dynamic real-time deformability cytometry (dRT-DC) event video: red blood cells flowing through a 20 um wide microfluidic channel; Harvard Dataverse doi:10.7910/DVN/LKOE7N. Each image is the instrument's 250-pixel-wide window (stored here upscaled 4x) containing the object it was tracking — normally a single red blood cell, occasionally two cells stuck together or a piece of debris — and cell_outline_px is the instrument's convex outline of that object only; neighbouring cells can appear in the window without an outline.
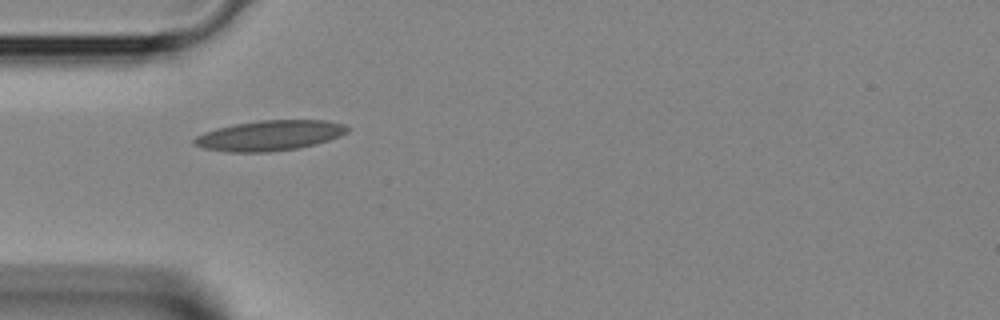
{"species": "Egyptian fruit bat (a non-hibernating species)", "species_latin": "Rousettus aegyptiacus", "temperature_condition": "room temperature", "stored_images_in_passage": 4, "camera_frame_rate_fps": 3000, "um_per_image_px": 0.085, "animal": {"sex": "female"}, "frame": {"image": 1, "passage_image": 3, "time_ms": 0.667, "image_size_px": [1000, 320], "cell_outline_px": [[348, 132], [340, 136], [316, 144], [296, 148], [268, 152], [224, 152], [204, 148], [192, 144], [192, 140], [196, 136], [204, 132], [216, 128], [236, 124], [260, 120], [324, 120], [344, 124], [348, 128]], "centroid_in_image_um": [22.89, 11.52], "position_along_channel_um": 62.1, "area_um2": 26.99}}
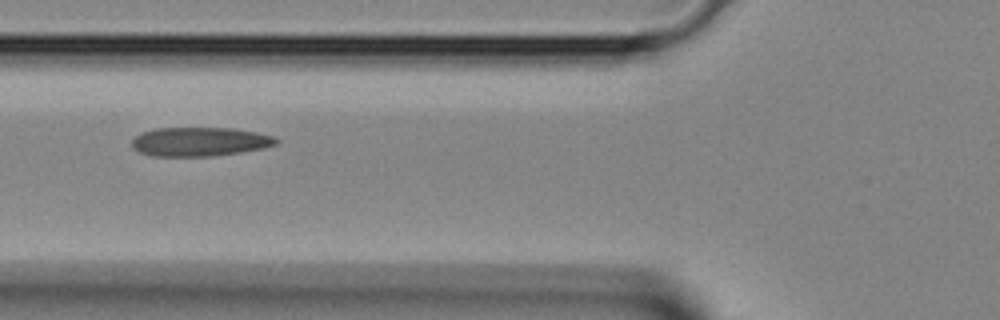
{"frame": {"image": 2, "passage_image": 4, "time_ms": 1.0, "image_size_px": [1000, 320], "cell_outline_px": [[280, 140], [276, 144], [264, 148], [240, 152], [212, 156], [152, 156], [140, 152], [132, 148], [132, 140], [140, 132], [152, 128], [232, 128], [256, 132], [276, 136]], "centroid_in_image_um": [16.98, 12.04], "position_along_channel_um": 108.8, "area_um2": 24.57}}